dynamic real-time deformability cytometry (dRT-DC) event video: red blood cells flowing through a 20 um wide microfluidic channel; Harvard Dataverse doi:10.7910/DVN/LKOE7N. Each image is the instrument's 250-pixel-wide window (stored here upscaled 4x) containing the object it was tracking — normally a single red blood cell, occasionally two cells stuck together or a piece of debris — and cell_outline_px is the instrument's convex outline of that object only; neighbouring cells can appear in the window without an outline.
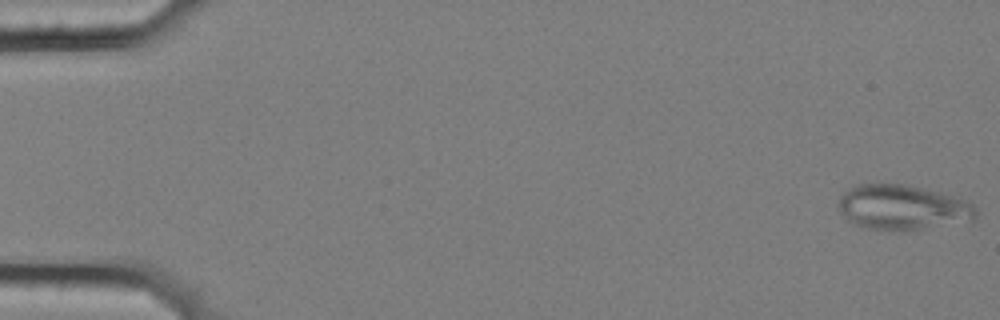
{"species": "common noctule bat (a hibernating species)", "species_latin": "Nyctalus noctula", "temperature_condition": "cold", "stored_images_in_passage": 58, "camera_frame_rate_fps": 3000, "um_per_image_px": 0.085, "animal": {"sex": "female", "body_mass_g": 25.1}, "frame": {"image": 1, "passage_image": 1, "time_ms": 0.0, "image_size_px": [1000, 320], "cell_outline_px": [[980, 212], [976, 220], [904, 232], [860, 228], [852, 224], [840, 212], [836, 204], [840, 196], [848, 188], [860, 184], [904, 184], [924, 188], [940, 192], [964, 200], [972, 204]], "centroid_in_image_um": [76.71, 17.66], "position_along_channel_um": 8.3, "area_um2": 36.88}}
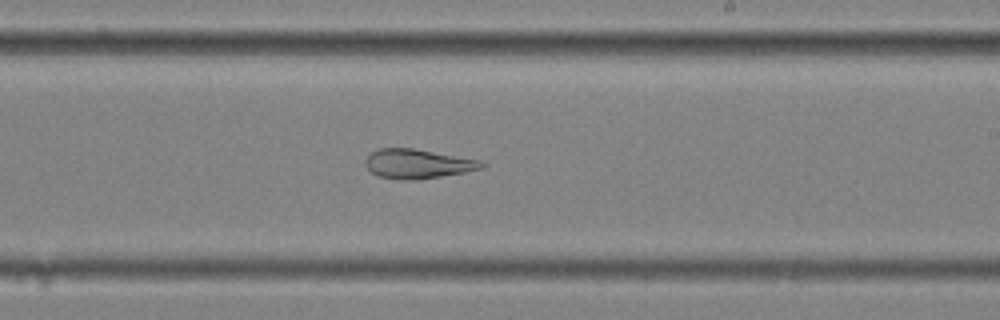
{"frame": {"image": 2, "passage_image": 35, "time_ms": 11.333, "image_size_px": [1000, 320], "cell_outline_px": [[484, 168], [464, 172], [416, 180], [400, 180], [380, 176], [372, 172], [364, 164], [364, 160], [372, 152], [380, 148], [412, 148], [480, 160], [484, 164]], "centroid_in_image_um": [35.48, 13.92], "position_along_channel_um": 253.5, "area_um2": 19.65}}
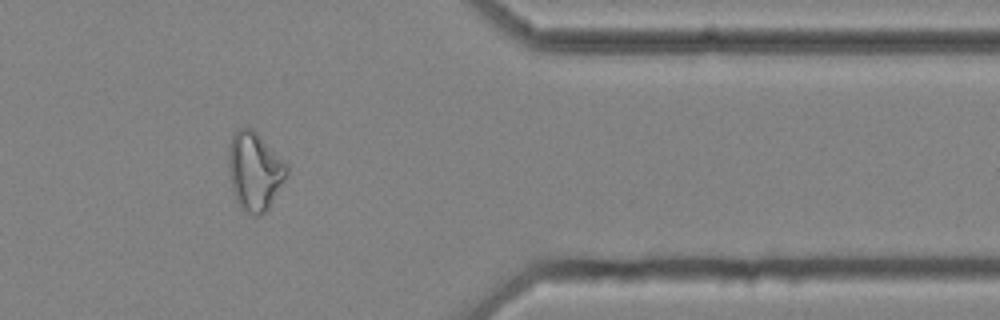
{"frame": {"image": 3, "passage_image": 48, "time_ms": 15.667, "image_size_px": [1000, 320], "cell_outline_px": [[288, 172], [268, 212], [260, 216], [252, 216], [244, 212], [240, 208], [232, 192], [228, 164], [228, 148], [232, 136], [240, 128], [252, 128], [288, 164]], "centroid_in_image_um": [21.64, 14.61], "position_along_channel_um": 389.8, "area_um2": 26.93}, "authors_computed_cell_mechanics": {"area_um2": 27.1949, "velocity_mm_per_s": 3.517, "shape_relaxation_time_tau1_ms": null, "shape_relaxation_time_tau2_ms": 4.3638, "deformation_change_tau1": null, "deformation_change_tau2": 0.1195}}